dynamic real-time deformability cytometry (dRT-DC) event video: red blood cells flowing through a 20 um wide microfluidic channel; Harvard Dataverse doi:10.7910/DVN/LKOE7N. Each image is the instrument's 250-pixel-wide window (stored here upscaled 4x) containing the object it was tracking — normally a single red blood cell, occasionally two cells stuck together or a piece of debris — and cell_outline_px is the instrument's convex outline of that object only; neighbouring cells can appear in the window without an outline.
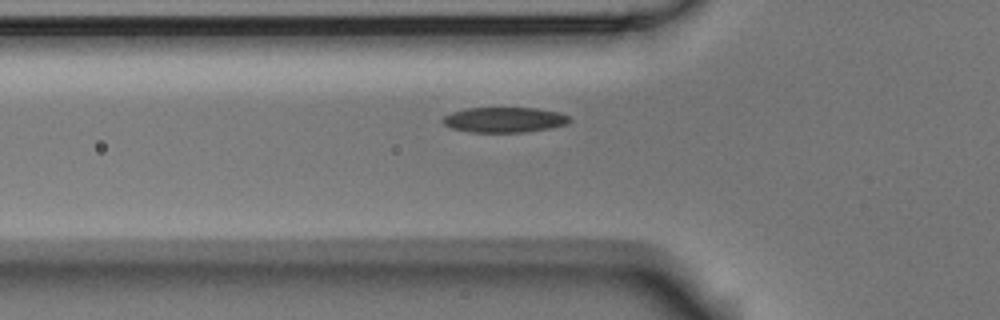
{"species": "Egyptian fruit bat (a non-hibernating species)", "species_latin": "Rousettus aegyptiacus", "temperature_condition": "room temperature", "stored_images_in_passage": 4, "camera_frame_rate_fps": 3000, "um_per_image_px": 0.085, "animal": {"sex": "male"}, "frame": {"image": 1, "passage_image": 4, "time_ms": 1.0, "image_size_px": [1000, 320], "cell_outline_px": [[572, 120], [568, 124], [548, 128], [524, 132], [472, 132], [452, 128], [444, 124], [440, 120], [444, 116], [452, 112], [464, 108], [536, 108], [556, 112], [568, 116]], "centroid_in_image_um": [42.84, 10.18], "position_along_channel_um": 83.0, "area_um2": 18.55}}